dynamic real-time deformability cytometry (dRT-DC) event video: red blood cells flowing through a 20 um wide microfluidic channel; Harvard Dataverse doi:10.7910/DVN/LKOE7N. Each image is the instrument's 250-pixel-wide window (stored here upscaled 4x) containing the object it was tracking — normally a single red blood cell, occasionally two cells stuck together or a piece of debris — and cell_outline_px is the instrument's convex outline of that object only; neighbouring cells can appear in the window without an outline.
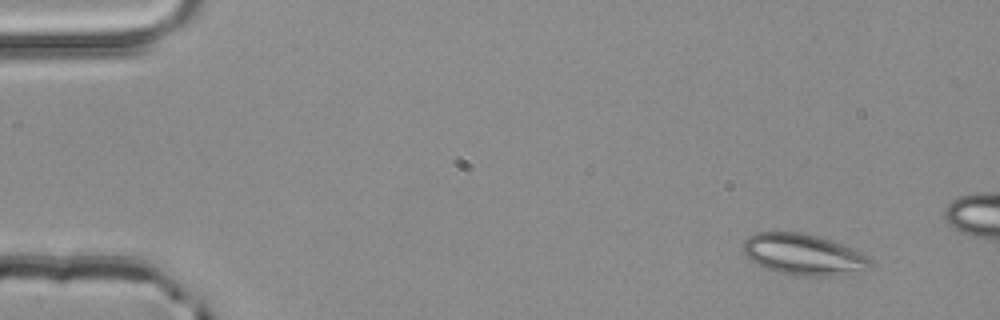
{"species": "common noctule bat (a hibernating species)", "species_latin": "Nyctalus noctula", "temperature_condition": "room temperature", "stored_images_in_passage": 4, "camera_frame_rate_fps": 3000, "um_per_image_px": 0.085, "animal": {"sex": "male", "body_mass_g": 20.4}, "frame": {"image": 1, "passage_image": 1, "time_ms": 0.0, "image_size_px": [1000, 320], "cell_outline_px": [[872, 268], [828, 276], [796, 276], [764, 268], [752, 260], [744, 252], [744, 240], [748, 236], [756, 232], [800, 232], [816, 236], [840, 244], [868, 256], [872, 260]], "centroid_in_image_um": [68.27, 21.63], "position_along_channel_um": 16.7, "area_um2": 30.0}}